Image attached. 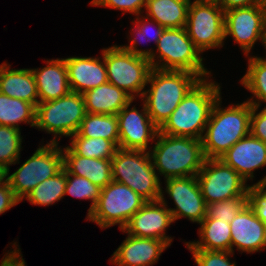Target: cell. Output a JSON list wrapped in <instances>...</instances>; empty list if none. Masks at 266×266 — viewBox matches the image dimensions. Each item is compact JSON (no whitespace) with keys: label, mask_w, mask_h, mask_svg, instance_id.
<instances>
[{"label":"cell","mask_w":266,"mask_h":266,"mask_svg":"<svg viewBox=\"0 0 266 266\" xmlns=\"http://www.w3.org/2000/svg\"><path fill=\"white\" fill-rule=\"evenodd\" d=\"M146 202L127 185L112 180L101 188L99 200L87 218L102 229L119 224L122 230Z\"/></svg>","instance_id":"9"},{"label":"cell","mask_w":266,"mask_h":266,"mask_svg":"<svg viewBox=\"0 0 266 266\" xmlns=\"http://www.w3.org/2000/svg\"><path fill=\"white\" fill-rule=\"evenodd\" d=\"M150 151L118 148L111 159L112 180L127 185L147 202L160 200L162 188Z\"/></svg>","instance_id":"5"},{"label":"cell","mask_w":266,"mask_h":266,"mask_svg":"<svg viewBox=\"0 0 266 266\" xmlns=\"http://www.w3.org/2000/svg\"><path fill=\"white\" fill-rule=\"evenodd\" d=\"M22 137L20 129L0 125V165L7 169L9 165L19 163Z\"/></svg>","instance_id":"32"},{"label":"cell","mask_w":266,"mask_h":266,"mask_svg":"<svg viewBox=\"0 0 266 266\" xmlns=\"http://www.w3.org/2000/svg\"><path fill=\"white\" fill-rule=\"evenodd\" d=\"M201 80L194 73L153 68L148 78L151 88L142 100L153 123L160 128L183 98Z\"/></svg>","instance_id":"3"},{"label":"cell","mask_w":266,"mask_h":266,"mask_svg":"<svg viewBox=\"0 0 266 266\" xmlns=\"http://www.w3.org/2000/svg\"><path fill=\"white\" fill-rule=\"evenodd\" d=\"M63 167L71 174L86 177L100 188L112 181L111 159H97L77 155L69 146L62 150Z\"/></svg>","instance_id":"22"},{"label":"cell","mask_w":266,"mask_h":266,"mask_svg":"<svg viewBox=\"0 0 266 266\" xmlns=\"http://www.w3.org/2000/svg\"><path fill=\"white\" fill-rule=\"evenodd\" d=\"M241 82L257 98L255 101L253 98L249 99L250 104L260 107L261 101L266 102V58L250 57L247 72Z\"/></svg>","instance_id":"30"},{"label":"cell","mask_w":266,"mask_h":266,"mask_svg":"<svg viewBox=\"0 0 266 266\" xmlns=\"http://www.w3.org/2000/svg\"><path fill=\"white\" fill-rule=\"evenodd\" d=\"M21 122L35 127L36 106L24 100L11 98L0 92V125L20 129L18 124Z\"/></svg>","instance_id":"28"},{"label":"cell","mask_w":266,"mask_h":266,"mask_svg":"<svg viewBox=\"0 0 266 266\" xmlns=\"http://www.w3.org/2000/svg\"><path fill=\"white\" fill-rule=\"evenodd\" d=\"M133 100L128 103L120 112L117 113L119 127L118 148L124 150H143L148 149V142L156 140L155 137L159 128L150 118L145 103L143 112H139L136 107L129 109Z\"/></svg>","instance_id":"14"},{"label":"cell","mask_w":266,"mask_h":266,"mask_svg":"<svg viewBox=\"0 0 266 266\" xmlns=\"http://www.w3.org/2000/svg\"><path fill=\"white\" fill-rule=\"evenodd\" d=\"M71 137L103 138L119 145L117 115L86 113L79 130Z\"/></svg>","instance_id":"27"},{"label":"cell","mask_w":266,"mask_h":266,"mask_svg":"<svg viewBox=\"0 0 266 266\" xmlns=\"http://www.w3.org/2000/svg\"><path fill=\"white\" fill-rule=\"evenodd\" d=\"M185 29L201 53L223 46L224 10L215 0L190 2Z\"/></svg>","instance_id":"11"},{"label":"cell","mask_w":266,"mask_h":266,"mask_svg":"<svg viewBox=\"0 0 266 266\" xmlns=\"http://www.w3.org/2000/svg\"><path fill=\"white\" fill-rule=\"evenodd\" d=\"M200 241L186 242L188 249L231 251L229 221L205 217L200 223Z\"/></svg>","instance_id":"25"},{"label":"cell","mask_w":266,"mask_h":266,"mask_svg":"<svg viewBox=\"0 0 266 266\" xmlns=\"http://www.w3.org/2000/svg\"><path fill=\"white\" fill-rule=\"evenodd\" d=\"M85 115L83 95L71 91L58 99L39 102L36 106L35 127L53 133L54 139L50 143H58L57 136L69 137L78 132Z\"/></svg>","instance_id":"7"},{"label":"cell","mask_w":266,"mask_h":266,"mask_svg":"<svg viewBox=\"0 0 266 266\" xmlns=\"http://www.w3.org/2000/svg\"><path fill=\"white\" fill-rule=\"evenodd\" d=\"M156 47L160 60L150 61L152 68L188 71L201 79L211 74L205 69L201 52L188 37L185 27L165 28Z\"/></svg>","instance_id":"6"},{"label":"cell","mask_w":266,"mask_h":266,"mask_svg":"<svg viewBox=\"0 0 266 266\" xmlns=\"http://www.w3.org/2000/svg\"><path fill=\"white\" fill-rule=\"evenodd\" d=\"M100 58L68 57L65 58L69 86L72 92L83 94L85 91L108 82L106 65Z\"/></svg>","instance_id":"20"},{"label":"cell","mask_w":266,"mask_h":266,"mask_svg":"<svg viewBox=\"0 0 266 266\" xmlns=\"http://www.w3.org/2000/svg\"><path fill=\"white\" fill-rule=\"evenodd\" d=\"M86 113L117 115L134 100L124 90L110 82L85 91L83 94Z\"/></svg>","instance_id":"23"},{"label":"cell","mask_w":266,"mask_h":266,"mask_svg":"<svg viewBox=\"0 0 266 266\" xmlns=\"http://www.w3.org/2000/svg\"><path fill=\"white\" fill-rule=\"evenodd\" d=\"M247 203L248 197H233L221 202H214L207 205L205 217L226 220L230 223Z\"/></svg>","instance_id":"35"},{"label":"cell","mask_w":266,"mask_h":266,"mask_svg":"<svg viewBox=\"0 0 266 266\" xmlns=\"http://www.w3.org/2000/svg\"><path fill=\"white\" fill-rule=\"evenodd\" d=\"M231 233V252L233 247L247 253L266 248V225L256 216L247 203L229 223Z\"/></svg>","instance_id":"17"},{"label":"cell","mask_w":266,"mask_h":266,"mask_svg":"<svg viewBox=\"0 0 266 266\" xmlns=\"http://www.w3.org/2000/svg\"><path fill=\"white\" fill-rule=\"evenodd\" d=\"M104 62L108 82L124 90L133 99L136 98L135 93L142 99L153 69L149 59L128 52L121 46L113 45L104 49Z\"/></svg>","instance_id":"8"},{"label":"cell","mask_w":266,"mask_h":266,"mask_svg":"<svg viewBox=\"0 0 266 266\" xmlns=\"http://www.w3.org/2000/svg\"><path fill=\"white\" fill-rule=\"evenodd\" d=\"M224 35H232L248 56L256 41L266 46V9L263 4L224 11Z\"/></svg>","instance_id":"13"},{"label":"cell","mask_w":266,"mask_h":266,"mask_svg":"<svg viewBox=\"0 0 266 266\" xmlns=\"http://www.w3.org/2000/svg\"><path fill=\"white\" fill-rule=\"evenodd\" d=\"M143 20H139L140 18L137 16L136 18V22L133 21L134 25L136 26V29L133 28V31H136V35L139 36V37H145L143 39H146L147 37V41L151 40L152 38L154 39L155 43L157 44L159 38L161 37L163 31H164V27L161 26L159 23L157 22H152L150 24H155L156 25V32L154 33L153 37L150 36L149 34V26H147V24L149 23V20L147 19H150L148 18L147 16L146 17H141ZM151 37V38H150ZM131 44L130 45H127V46H121L124 50L128 51V52H131L137 56H140V57H143V58H147L149 59V61H155L156 59V53H154L151 49L150 50H139L137 49V38H134L132 40H130Z\"/></svg>","instance_id":"34"},{"label":"cell","mask_w":266,"mask_h":266,"mask_svg":"<svg viewBox=\"0 0 266 266\" xmlns=\"http://www.w3.org/2000/svg\"><path fill=\"white\" fill-rule=\"evenodd\" d=\"M169 245L158 239L129 235L117 248L110 261L117 266H152Z\"/></svg>","instance_id":"19"},{"label":"cell","mask_w":266,"mask_h":266,"mask_svg":"<svg viewBox=\"0 0 266 266\" xmlns=\"http://www.w3.org/2000/svg\"><path fill=\"white\" fill-rule=\"evenodd\" d=\"M147 0H92L91 5L119 9L139 16L141 10L146 6Z\"/></svg>","instance_id":"38"},{"label":"cell","mask_w":266,"mask_h":266,"mask_svg":"<svg viewBox=\"0 0 266 266\" xmlns=\"http://www.w3.org/2000/svg\"><path fill=\"white\" fill-rule=\"evenodd\" d=\"M77 155L97 159H112L118 147L103 138L73 137L69 146Z\"/></svg>","instance_id":"31"},{"label":"cell","mask_w":266,"mask_h":266,"mask_svg":"<svg viewBox=\"0 0 266 266\" xmlns=\"http://www.w3.org/2000/svg\"><path fill=\"white\" fill-rule=\"evenodd\" d=\"M191 1L147 0L146 16L164 28H184Z\"/></svg>","instance_id":"26"},{"label":"cell","mask_w":266,"mask_h":266,"mask_svg":"<svg viewBox=\"0 0 266 266\" xmlns=\"http://www.w3.org/2000/svg\"><path fill=\"white\" fill-rule=\"evenodd\" d=\"M248 203L256 216L266 225V176L250 187Z\"/></svg>","instance_id":"37"},{"label":"cell","mask_w":266,"mask_h":266,"mask_svg":"<svg viewBox=\"0 0 266 266\" xmlns=\"http://www.w3.org/2000/svg\"><path fill=\"white\" fill-rule=\"evenodd\" d=\"M19 202L8 181L0 185V214L6 212Z\"/></svg>","instance_id":"40"},{"label":"cell","mask_w":266,"mask_h":266,"mask_svg":"<svg viewBox=\"0 0 266 266\" xmlns=\"http://www.w3.org/2000/svg\"><path fill=\"white\" fill-rule=\"evenodd\" d=\"M196 177L206 205L249 195L251 186L221 159L206 158Z\"/></svg>","instance_id":"12"},{"label":"cell","mask_w":266,"mask_h":266,"mask_svg":"<svg viewBox=\"0 0 266 266\" xmlns=\"http://www.w3.org/2000/svg\"><path fill=\"white\" fill-rule=\"evenodd\" d=\"M66 179L67 182L64 194H70L80 199L91 200L92 204L88 210V216L93 211L95 205L99 200L101 188L98 185L93 184L86 177L76 176L74 174L69 173L67 170Z\"/></svg>","instance_id":"33"},{"label":"cell","mask_w":266,"mask_h":266,"mask_svg":"<svg viewBox=\"0 0 266 266\" xmlns=\"http://www.w3.org/2000/svg\"><path fill=\"white\" fill-rule=\"evenodd\" d=\"M66 169L38 184L25 198L33 205L49 206L65 196Z\"/></svg>","instance_id":"29"},{"label":"cell","mask_w":266,"mask_h":266,"mask_svg":"<svg viewBox=\"0 0 266 266\" xmlns=\"http://www.w3.org/2000/svg\"><path fill=\"white\" fill-rule=\"evenodd\" d=\"M217 4L224 10L235 8L250 7L263 4V0H215Z\"/></svg>","instance_id":"41"},{"label":"cell","mask_w":266,"mask_h":266,"mask_svg":"<svg viewBox=\"0 0 266 266\" xmlns=\"http://www.w3.org/2000/svg\"><path fill=\"white\" fill-rule=\"evenodd\" d=\"M258 108V106L252 105L250 134L266 143V107L259 113H256Z\"/></svg>","instance_id":"39"},{"label":"cell","mask_w":266,"mask_h":266,"mask_svg":"<svg viewBox=\"0 0 266 266\" xmlns=\"http://www.w3.org/2000/svg\"><path fill=\"white\" fill-rule=\"evenodd\" d=\"M166 192L176 204V209L168 208L173 221L187 217L191 222L200 223L205 218L207 205L196 176L166 179Z\"/></svg>","instance_id":"15"},{"label":"cell","mask_w":266,"mask_h":266,"mask_svg":"<svg viewBox=\"0 0 266 266\" xmlns=\"http://www.w3.org/2000/svg\"><path fill=\"white\" fill-rule=\"evenodd\" d=\"M220 102L221 97L213 105L201 139L207 159H219L236 142L250 134L252 104L245 101L222 109Z\"/></svg>","instance_id":"2"},{"label":"cell","mask_w":266,"mask_h":266,"mask_svg":"<svg viewBox=\"0 0 266 266\" xmlns=\"http://www.w3.org/2000/svg\"><path fill=\"white\" fill-rule=\"evenodd\" d=\"M220 94L218 84L208 82L207 78L201 79L159 128V132L201 140L213 105Z\"/></svg>","instance_id":"1"},{"label":"cell","mask_w":266,"mask_h":266,"mask_svg":"<svg viewBox=\"0 0 266 266\" xmlns=\"http://www.w3.org/2000/svg\"><path fill=\"white\" fill-rule=\"evenodd\" d=\"M264 8L266 9V0H263Z\"/></svg>","instance_id":"44"},{"label":"cell","mask_w":266,"mask_h":266,"mask_svg":"<svg viewBox=\"0 0 266 266\" xmlns=\"http://www.w3.org/2000/svg\"><path fill=\"white\" fill-rule=\"evenodd\" d=\"M0 66V92L11 97L32 103H39V96L31 69H10V65Z\"/></svg>","instance_id":"24"},{"label":"cell","mask_w":266,"mask_h":266,"mask_svg":"<svg viewBox=\"0 0 266 266\" xmlns=\"http://www.w3.org/2000/svg\"><path fill=\"white\" fill-rule=\"evenodd\" d=\"M194 261L198 266H236L229 258L233 254L231 251L189 249Z\"/></svg>","instance_id":"36"},{"label":"cell","mask_w":266,"mask_h":266,"mask_svg":"<svg viewBox=\"0 0 266 266\" xmlns=\"http://www.w3.org/2000/svg\"><path fill=\"white\" fill-rule=\"evenodd\" d=\"M163 193L160 200L146 202L129 219L122 231L135 237L163 240L170 246L173 239L166 236L165 229L174 221L166 207Z\"/></svg>","instance_id":"16"},{"label":"cell","mask_w":266,"mask_h":266,"mask_svg":"<svg viewBox=\"0 0 266 266\" xmlns=\"http://www.w3.org/2000/svg\"><path fill=\"white\" fill-rule=\"evenodd\" d=\"M63 169V153L58 143L39 147L34 154L10 176V184L16 198L21 202L38 184L55 176Z\"/></svg>","instance_id":"10"},{"label":"cell","mask_w":266,"mask_h":266,"mask_svg":"<svg viewBox=\"0 0 266 266\" xmlns=\"http://www.w3.org/2000/svg\"><path fill=\"white\" fill-rule=\"evenodd\" d=\"M46 63L42 69H31L39 102L55 100L71 92L65 59L47 60Z\"/></svg>","instance_id":"21"},{"label":"cell","mask_w":266,"mask_h":266,"mask_svg":"<svg viewBox=\"0 0 266 266\" xmlns=\"http://www.w3.org/2000/svg\"><path fill=\"white\" fill-rule=\"evenodd\" d=\"M151 150L154 168L165 179L196 176L205 162L202 141L192 137L157 133Z\"/></svg>","instance_id":"4"},{"label":"cell","mask_w":266,"mask_h":266,"mask_svg":"<svg viewBox=\"0 0 266 266\" xmlns=\"http://www.w3.org/2000/svg\"><path fill=\"white\" fill-rule=\"evenodd\" d=\"M15 247L14 251L8 252L5 255V258L2 259L0 266H27L25 265V261L21 256V253L19 252L20 249L17 250V247Z\"/></svg>","instance_id":"42"},{"label":"cell","mask_w":266,"mask_h":266,"mask_svg":"<svg viewBox=\"0 0 266 266\" xmlns=\"http://www.w3.org/2000/svg\"><path fill=\"white\" fill-rule=\"evenodd\" d=\"M219 159L247 182L254 177V170L266 166V143L249 134L236 142Z\"/></svg>","instance_id":"18"},{"label":"cell","mask_w":266,"mask_h":266,"mask_svg":"<svg viewBox=\"0 0 266 266\" xmlns=\"http://www.w3.org/2000/svg\"><path fill=\"white\" fill-rule=\"evenodd\" d=\"M7 169L0 165V185L7 181Z\"/></svg>","instance_id":"43"}]
</instances>
